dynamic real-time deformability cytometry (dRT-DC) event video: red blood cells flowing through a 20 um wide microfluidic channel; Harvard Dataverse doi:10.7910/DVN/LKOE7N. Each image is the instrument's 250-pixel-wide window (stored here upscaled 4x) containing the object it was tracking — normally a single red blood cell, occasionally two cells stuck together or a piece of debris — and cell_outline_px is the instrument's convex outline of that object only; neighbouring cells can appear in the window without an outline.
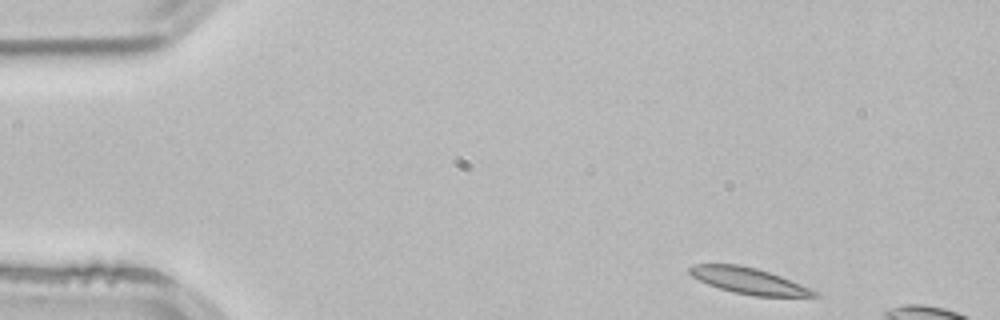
{"species": "common noctule bat (a hibernating species)", "species_latin": "Nyctalus noctula", "temperature_condition": "room temperature", "stored_images_in_passage": 8, "camera_frame_rate_fps": 3000, "um_per_image_px": 0.085, "animal": {"sex": "male", "body_mass_g": 21.5, "forearm_length_mm": 52.0}, "frame": {"image": 1, "passage_image": 1, "time_ms": 0.0, "image_size_px": [1000, 320], "cell_outline_px": [[820, 296], [756, 296], [732, 292], [708, 284], [692, 276], [688, 272], [688, 268], [692, 264], [740, 264], [756, 268], [780, 276], [800, 284], [816, 292]], "centroid_in_image_um": [63.58, 23.85], "position_along_channel_um": 21.4, "area_um2": 18.67}}